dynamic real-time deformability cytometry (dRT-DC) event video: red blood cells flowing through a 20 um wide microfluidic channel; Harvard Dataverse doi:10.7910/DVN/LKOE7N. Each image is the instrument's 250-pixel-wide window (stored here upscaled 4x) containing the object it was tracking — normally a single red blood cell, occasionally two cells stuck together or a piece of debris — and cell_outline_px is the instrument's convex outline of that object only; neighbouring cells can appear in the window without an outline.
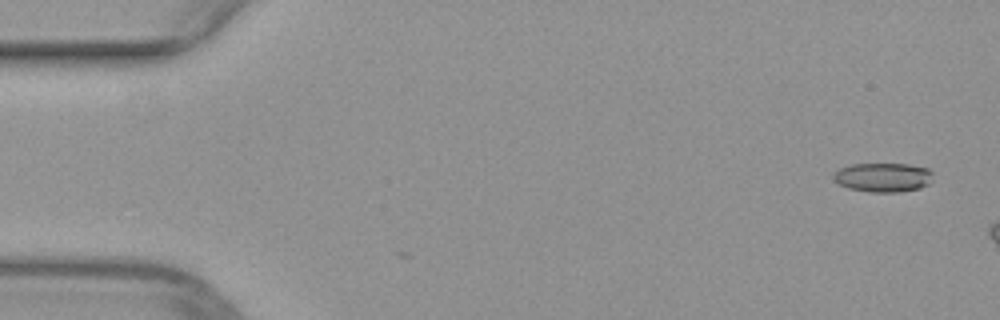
{"species": "common noctule bat (a hibernating species)", "species_latin": "Nyctalus noctula", "temperature_condition": "warm", "stored_images_in_passage": 7, "camera_frame_rate_fps": 3000, "um_per_image_px": 0.085, "animal": {"sex": "female", "body_mass_g": 29.2, "forearm_length_mm": 56.3}, "frame": {"image": 1, "passage_image": 1, "time_ms": 0.0, "image_size_px": [1000, 320], "cell_outline_px": [[932, 172], [928, 184], [920, 188], [900, 192], [868, 192], [848, 188], [832, 180], [832, 176], [840, 168], [852, 164], [908, 164], [928, 168]], "centroid_in_image_um": [75.04, 15.08], "position_along_channel_um": 10.0, "area_um2": 16.88}}